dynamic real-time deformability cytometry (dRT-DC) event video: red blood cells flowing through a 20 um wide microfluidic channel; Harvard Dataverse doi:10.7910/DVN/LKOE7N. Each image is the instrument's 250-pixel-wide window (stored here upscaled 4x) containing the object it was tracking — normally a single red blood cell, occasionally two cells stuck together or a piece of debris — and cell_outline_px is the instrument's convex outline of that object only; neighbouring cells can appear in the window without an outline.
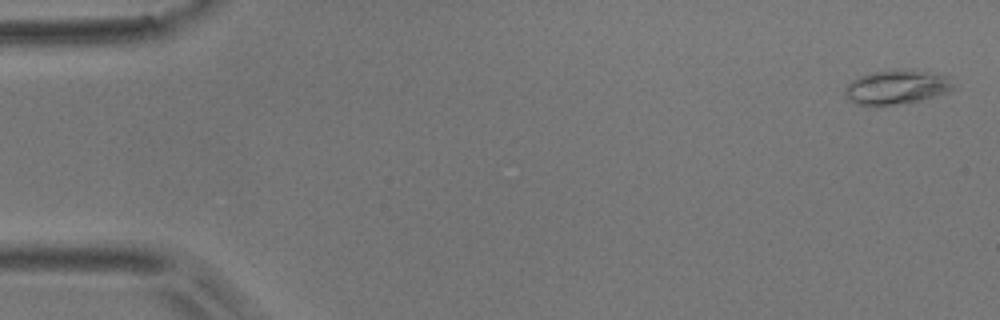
{"species": "common noctule bat (a hibernating species)", "species_latin": "Nyctalus noctula", "temperature_condition": "room temperature", "stored_images_in_passage": 54, "camera_frame_rate_fps": 3000, "um_per_image_px": 0.085, "animal": {"sex": "male", "body_mass_g": 17.9}, "frame": {"image": 1, "passage_image": 2, "time_ms": 0.333, "image_size_px": [1000, 320], "cell_outline_px": [[956, 88], [948, 92], [920, 100], [876, 108], [856, 104], [844, 92], [844, 88], [852, 80], [860, 76], [872, 72], [904, 68], [928, 72], [948, 76]], "centroid_in_image_um": [76.21, 7.42], "position_along_channel_um": 8.8, "area_um2": 21.96}}
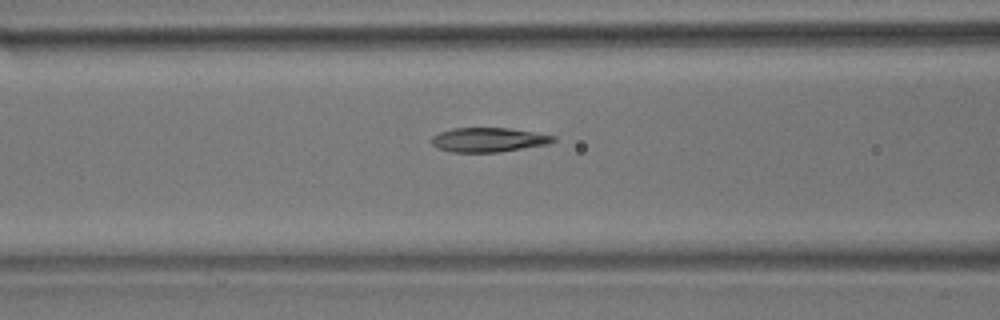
{"frame": {"image": 2, "passage_image": 22, "time_ms": 7.0, "image_size_px": [1000, 320], "cell_outline_px": [[556, 140], [548, 144], [500, 152], [452, 152], [440, 148], [432, 144], [428, 140], [432, 136], [440, 132], [452, 128], [508, 128], [536, 132], [556, 136]], "centroid_in_image_um": [41.52, 11.88], "position_along_channel_um": 125.1, "area_um2": 17.34}}
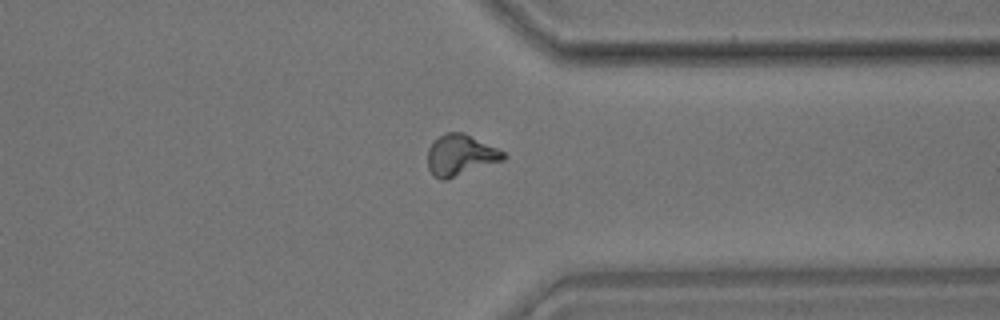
{"frame": {"image": 3, "passage_image": 42, "time_ms": 13.667, "image_size_px": [1000, 320], "cell_outline_px": [[508, 156], [504, 160], [444, 180], [440, 180], [432, 176], [428, 168], [428, 148], [432, 140], [444, 132], [464, 132], [504, 152]], "centroid_in_image_um": [39.1, 13.17], "position_along_channel_um": 372.3, "area_um2": 18.21}, "authors_computed_cell_mechanics": {"area_um2": 17.6579, "velocity_mm_per_s": 3.7475, "shape_relaxation_time_tau1_ms": 11.1221, "shape_relaxation_time_tau2_ms": 5.1967, "deformation_change_tau1": 0.2516, "deformation_change_tau2": 0.0979}}